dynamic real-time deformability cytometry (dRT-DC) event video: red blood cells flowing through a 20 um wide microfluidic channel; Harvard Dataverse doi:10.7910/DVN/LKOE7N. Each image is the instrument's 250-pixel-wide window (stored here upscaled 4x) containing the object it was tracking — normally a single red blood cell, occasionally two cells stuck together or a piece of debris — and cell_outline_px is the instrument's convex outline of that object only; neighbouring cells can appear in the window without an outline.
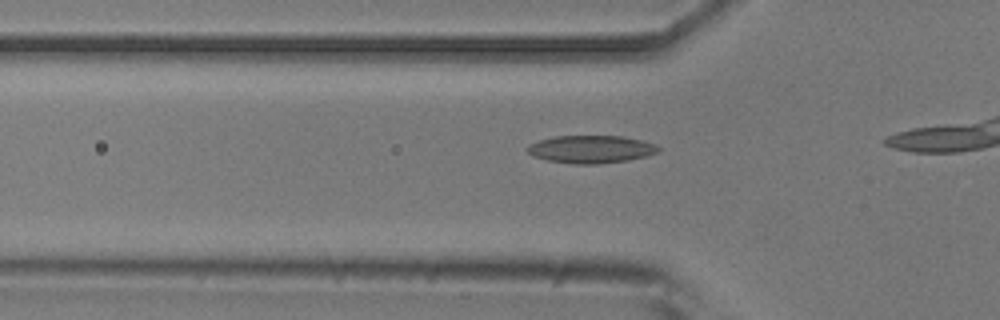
{"species": "common noctule bat (a hibernating species)", "species_latin": "Nyctalus noctula", "temperature_condition": "room temperature", "stored_images_in_passage": 8, "camera_frame_rate_fps": 3000, "um_per_image_px": 0.085, "animal": {"sex": "male", "body_mass_g": 20.5, "forearm_length_mm": 52.5}, "frame": {"image": 1, "passage_image": 3, "time_ms": 0.667, "image_size_px": [1000, 320], "cell_outline_px": [[660, 148], [656, 152], [648, 156], [628, 160], [596, 164], [576, 164], [548, 160], [536, 156], [528, 152], [524, 148], [528, 144], [540, 140], [556, 136], [624, 136], [656, 144]], "centroid_in_image_um": [50.24, 12.68], "position_along_channel_um": 75.6, "area_um2": 21.04}}
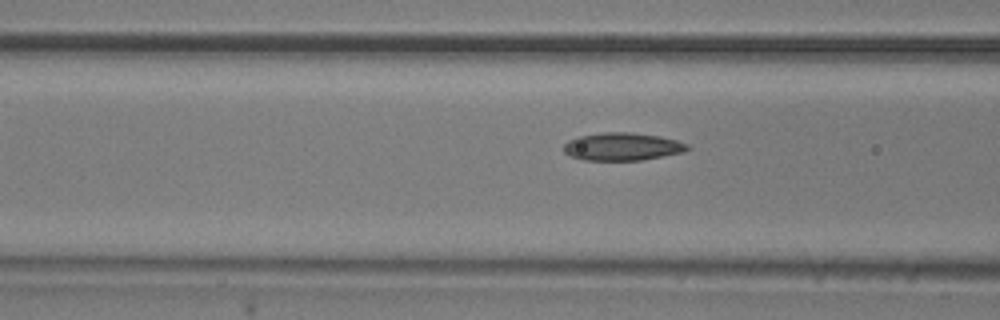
{"frame": {"image": 2, "passage_image": 6, "time_ms": 1.667, "image_size_px": [1000, 320], "cell_outline_px": [[692, 148], [684, 152], [640, 160], [584, 160], [572, 156], [564, 152], [564, 144], [568, 140], [576, 136], [604, 132], [628, 132], [660, 136], [676, 140], [688, 144]], "centroid_in_image_um": [52.9, 12.45], "position_along_channel_um": 113.7, "area_um2": 20.06}}